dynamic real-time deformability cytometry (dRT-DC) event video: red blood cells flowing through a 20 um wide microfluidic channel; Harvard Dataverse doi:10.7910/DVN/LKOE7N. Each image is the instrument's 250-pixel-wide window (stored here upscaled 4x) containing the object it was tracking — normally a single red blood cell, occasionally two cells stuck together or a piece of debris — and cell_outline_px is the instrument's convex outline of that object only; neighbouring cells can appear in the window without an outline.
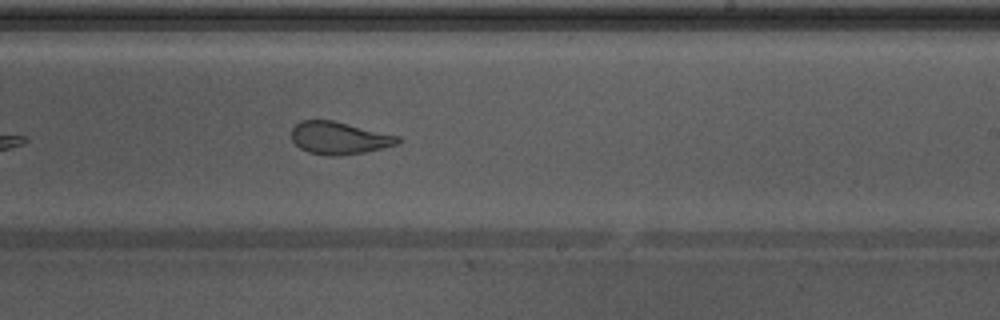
{"species": "Egyptian fruit bat (a non-hibernating species)", "species_latin": "Rousettus aegyptiacus", "temperature_condition": "warm", "stored_images_in_passage": 29, "camera_frame_rate_fps": 3000, "um_per_image_px": 0.085, "animal": {"sex": "male"}, "frame": {"image": 1, "passage_image": 19, "time_ms": 6.0, "image_size_px": [1000, 320], "cell_outline_px": [[400, 144], [364, 152], [332, 156], [328, 156], [308, 152], [300, 148], [292, 140], [292, 128], [300, 120], [332, 120], [400, 136]], "centroid_in_image_um": [28.83, 11.73], "position_along_channel_um": 260.2, "area_um2": 20.06}, "authors_computed_cell_mechanics": {"area_um2": 20.4612, "velocity_mm_per_s": 3.922, "shape_relaxation_time_tau1_ms": 6.9232, "shape_relaxation_time_tau2_ms": 1.2635, "deformation_change_tau1": 0.1553, "deformation_change_tau2": 0.0788}}